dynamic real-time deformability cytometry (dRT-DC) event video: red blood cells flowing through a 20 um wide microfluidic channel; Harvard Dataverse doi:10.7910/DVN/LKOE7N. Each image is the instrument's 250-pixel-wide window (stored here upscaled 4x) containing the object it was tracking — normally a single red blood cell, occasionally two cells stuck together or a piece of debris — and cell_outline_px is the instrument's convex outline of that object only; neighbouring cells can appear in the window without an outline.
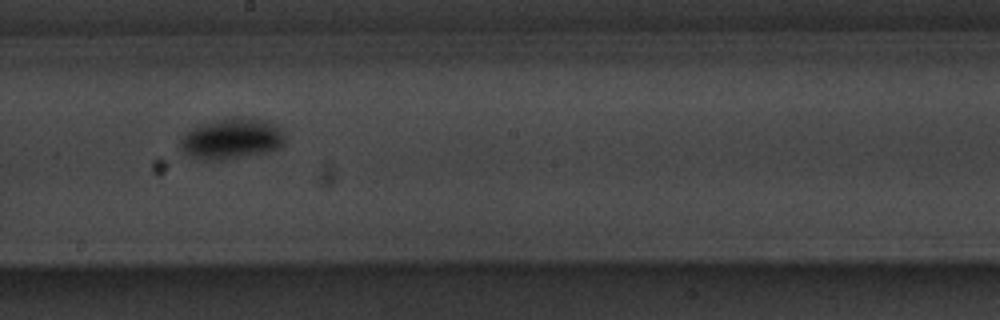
{"species": "common noctule bat (a hibernating species)", "species_latin": "Nyctalus noctula", "temperature_condition": "warm", "stored_images_in_passage": 15, "camera_frame_rate_fps": 3000, "um_per_image_px": 0.085, "animal": {"sex": "male", "body_mass_g": 20.1, "forearm_length_mm": 53.5}, "frame": {"image": 1, "passage_image": 9, "time_ms": 10.0, "image_size_px": [1000, 320], "cell_outline_px": [[288, 136], [284, 144], [280, 148], [268, 152], [224, 160], [208, 160], [188, 156], [180, 148], [180, 140], [192, 128], [204, 124], [240, 116], [244, 116], [264, 120], [280, 128]], "centroid_in_image_um": [19.76, 11.81], "position_along_channel_um": 228.4, "area_um2": 24.85}, "authors_computed_cell_mechanics": {"area_um2": 24.6228, "velocity_mm_per_s": 3.4951, "shape_relaxation_time_tau1_ms": 4.1083, "shape_relaxation_time_tau2_ms": 2.7444, "deformation_change_tau1": 0.1038, "deformation_change_tau2": 0.019}}